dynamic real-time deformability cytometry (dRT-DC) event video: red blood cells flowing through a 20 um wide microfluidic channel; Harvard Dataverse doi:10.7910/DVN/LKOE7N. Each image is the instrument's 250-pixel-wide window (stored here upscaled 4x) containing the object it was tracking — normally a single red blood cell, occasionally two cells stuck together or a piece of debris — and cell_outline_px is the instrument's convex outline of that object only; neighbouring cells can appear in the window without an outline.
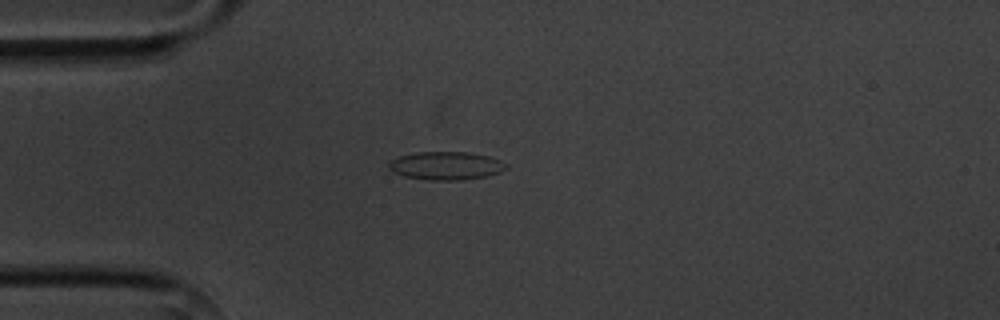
{"species": "common noctule bat (a hibernating species)", "species_latin": "Nyctalus noctula", "temperature_condition": "cold", "stored_images_in_passage": 4, "camera_frame_rate_fps": 3000, "um_per_image_px": 0.085, "animal": {"sex": "male", "body_mass_g": 20.1, "forearm_length_mm": 53.5}, "frame": {"image": 1, "passage_image": 1, "time_ms": 0.0, "image_size_px": [1000, 320], "cell_outline_px": [[508, 168], [500, 172], [488, 176], [464, 180], [432, 180], [404, 176], [392, 172], [388, 168], [388, 164], [392, 160], [400, 156], [416, 152], [468, 152], [488, 156], [500, 160]], "centroid_in_image_um": [37.91, 14.09], "position_along_channel_um": 47.1, "area_um2": 19.25}}
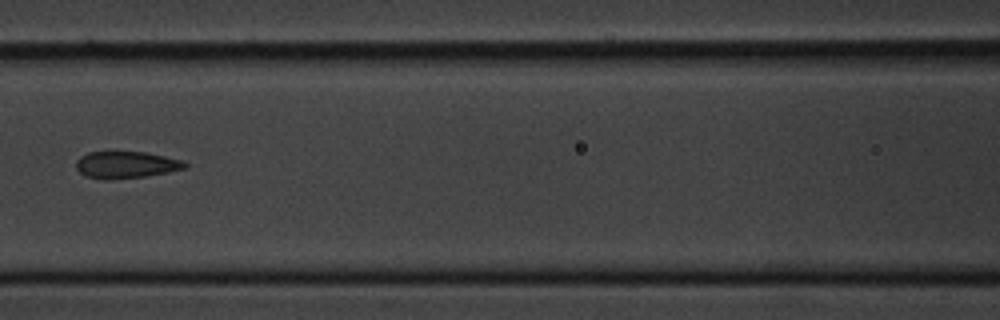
{"frame": {"image": 2, "passage_image": 4, "time_ms": 3.333, "image_size_px": [1000, 320], "cell_outline_px": [[188, 168], [168, 172], [144, 176], [108, 180], [104, 180], [84, 176], [76, 168], [76, 160], [80, 156], [88, 152], [112, 148], [144, 152], [164, 156], [180, 160], [188, 164]], "centroid_in_image_um": [10.64, 13.96], "position_along_channel_um": 156.0, "area_um2": 17.86}}